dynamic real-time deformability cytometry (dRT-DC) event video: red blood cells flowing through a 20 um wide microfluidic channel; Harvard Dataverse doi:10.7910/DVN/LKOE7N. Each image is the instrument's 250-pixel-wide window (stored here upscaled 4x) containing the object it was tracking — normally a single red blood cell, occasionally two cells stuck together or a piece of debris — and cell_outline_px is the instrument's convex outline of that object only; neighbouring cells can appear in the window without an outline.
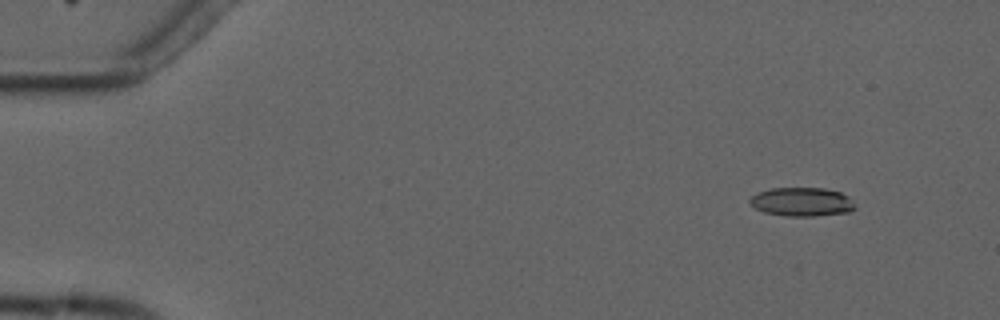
{"species": "common noctule bat (a hibernating species)", "species_latin": "Nyctalus noctula", "temperature_condition": "cold", "stored_images_in_passage": 5, "camera_frame_rate_fps": 3000, "um_per_image_px": 0.085, "animal": {"sex": "male", "forearm_length_mm": 52.5}, "frame": {"image": 1, "passage_image": 2, "time_ms": 1.333, "image_size_px": [1000, 320], "cell_outline_px": [[856, 208], [848, 212], [816, 216], [784, 216], [764, 212], [756, 208], [748, 200], [756, 192], [772, 188], [824, 188], [840, 192], [848, 196], [852, 200]], "centroid_in_image_um": [68.16, 17.16], "position_along_channel_um": 16.8, "area_um2": 17.69}}